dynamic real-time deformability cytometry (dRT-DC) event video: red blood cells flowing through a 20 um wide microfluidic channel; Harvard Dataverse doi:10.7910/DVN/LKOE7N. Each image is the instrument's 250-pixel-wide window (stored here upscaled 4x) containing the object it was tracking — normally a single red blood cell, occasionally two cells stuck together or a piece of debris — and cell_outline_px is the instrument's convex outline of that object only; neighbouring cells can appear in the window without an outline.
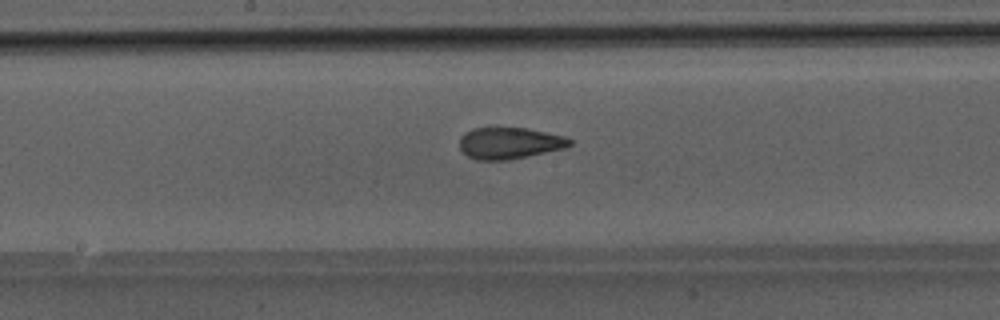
{"species": "Egyptian fruit bat (a non-hibernating species)", "species_latin": "Rousettus aegyptiacus", "temperature_condition": "room temperature", "stored_images_in_passage": 49, "camera_frame_rate_fps": 3000, "um_per_image_px": 0.085, "animal": {"sex": "male"}, "frame": {"image": 1, "passage_image": 26, "time_ms": 8.333, "image_size_px": [1000, 320], "cell_outline_px": [[572, 144], [564, 148], [528, 156], [508, 160], [476, 160], [468, 156], [460, 148], [460, 136], [464, 132], [472, 128], [524, 128], [564, 136], [572, 140]], "centroid_in_image_um": [43.28, 12.17], "position_along_channel_um": 204.9, "area_um2": 20.11}}
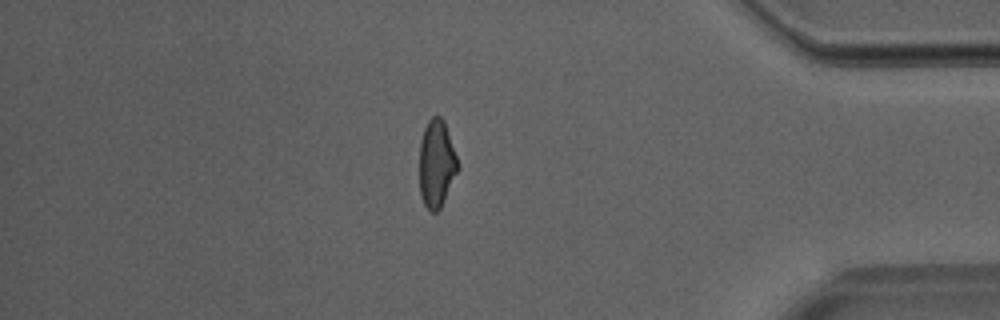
{"frame": {"image": 2, "passage_image": 42, "time_ms": 13.667, "image_size_px": [1000, 320], "cell_outline_px": [[460, 168], [440, 208], [436, 212], [432, 212], [424, 204], [420, 196], [420, 140], [424, 128], [428, 120], [432, 116], [440, 116], [444, 120], [460, 164]], "centroid_in_image_um": [37.12, 13.89], "position_along_channel_um": 398.1, "area_um2": 19.77}}
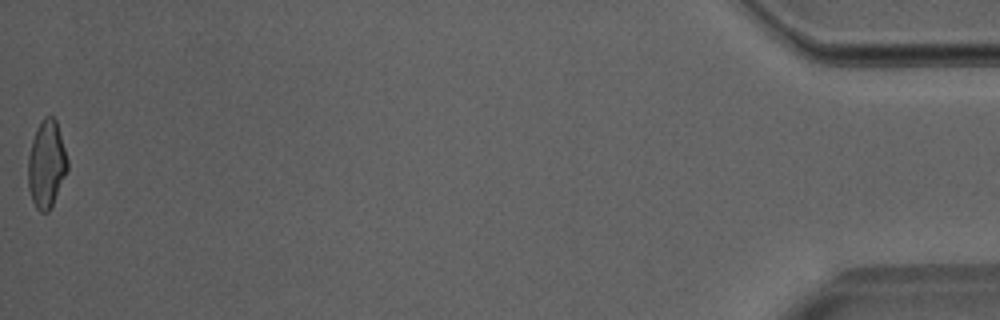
{"frame": {"image": 3, "passage_image": 49, "time_ms": 16.0, "image_size_px": [1000, 320], "cell_outline_px": [[68, 168], [52, 208], [48, 212], [40, 212], [36, 208], [32, 200], [28, 188], [28, 156], [32, 140], [36, 128], [44, 116], [52, 116], [56, 120], [68, 160]], "centroid_in_image_um": [3.95, 13.98], "position_along_channel_um": 431.3, "area_um2": 20.17}}